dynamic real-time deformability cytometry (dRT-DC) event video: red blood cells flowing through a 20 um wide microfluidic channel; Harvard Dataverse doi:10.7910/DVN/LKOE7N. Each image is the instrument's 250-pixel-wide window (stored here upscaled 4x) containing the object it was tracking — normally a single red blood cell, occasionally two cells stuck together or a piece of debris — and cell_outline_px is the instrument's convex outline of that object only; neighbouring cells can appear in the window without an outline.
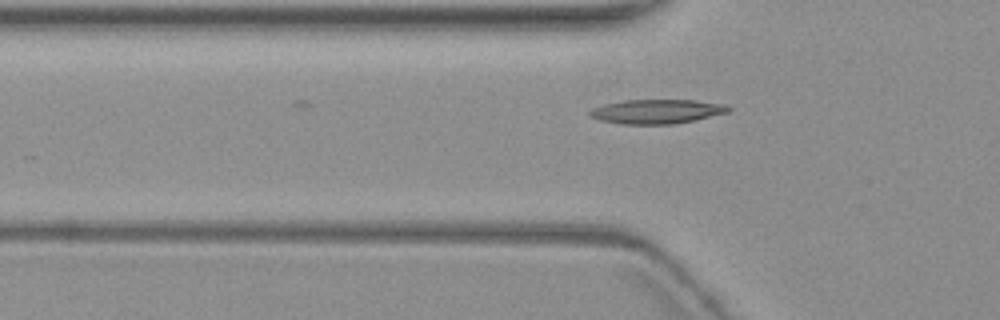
{"species": "common noctule bat (a hibernating species)", "species_latin": "Nyctalus noctula", "temperature_condition": "warm", "stored_images_in_passage": 5, "camera_frame_rate_fps": 3000, "um_per_image_px": 0.085, "animal": {"sex": "female", "body_mass_g": 19.3, "forearm_length_mm": 54.1}, "frame": {"image": 1, "passage_image": 5, "time_ms": 6.0, "image_size_px": [1000, 320], "cell_outline_px": [[732, 108], [728, 112], [696, 120], [672, 124], [620, 124], [600, 120], [592, 116], [588, 112], [592, 108], [604, 104], [624, 100], [692, 100], [724, 104]], "centroid_in_image_um": [55.83, 9.48], "position_along_channel_um": 70.0, "area_um2": 19.54}}